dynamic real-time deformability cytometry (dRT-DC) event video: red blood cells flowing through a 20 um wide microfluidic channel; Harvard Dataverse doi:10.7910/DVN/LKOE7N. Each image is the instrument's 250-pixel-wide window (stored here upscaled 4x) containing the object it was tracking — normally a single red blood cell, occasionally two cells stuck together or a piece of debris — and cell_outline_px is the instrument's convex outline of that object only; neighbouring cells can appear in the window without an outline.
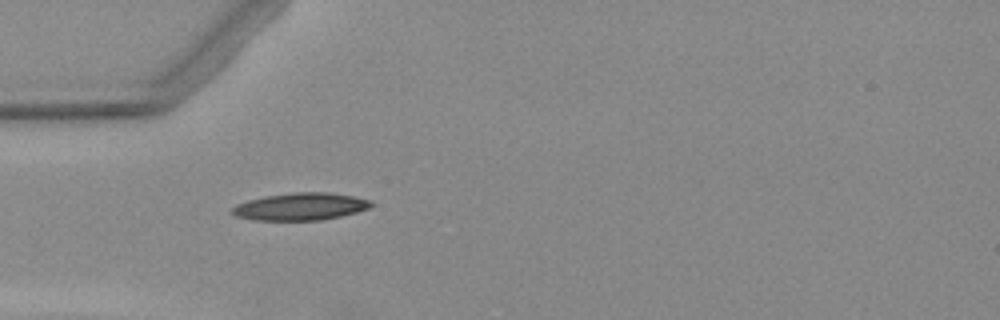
{"species": "Egyptian fruit bat (a non-hibernating species)", "species_latin": "Rousettus aegyptiacus", "temperature_condition": "warm", "stored_images_in_passage": 8, "camera_frame_rate_fps": 3000, "um_per_image_px": 0.085, "animal": {"sex": "female"}, "frame": {"image": 1, "passage_image": 5, "time_ms": 5.0, "image_size_px": [1000, 320], "cell_outline_px": [[372, 204], [368, 208], [356, 212], [340, 216], [320, 220], [252, 220], [236, 216], [228, 212], [236, 204], [248, 200], [264, 196], [292, 192], [328, 192], [352, 196], [372, 200]], "centroid_in_image_um": [25.49, 17.55], "position_along_channel_um": 59.5, "area_um2": 22.2}}
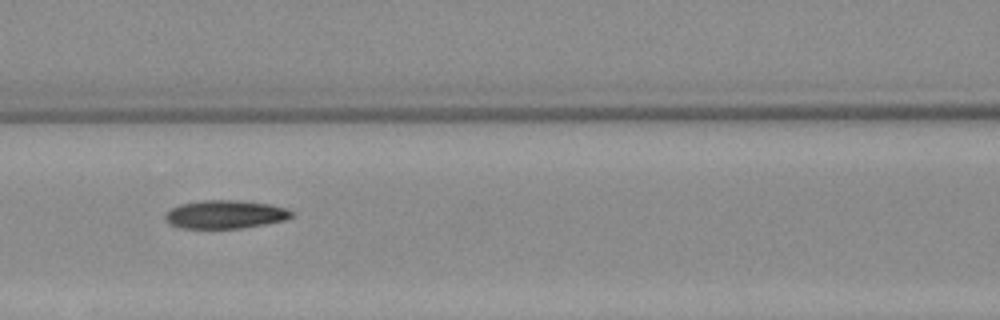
{"frame": {"image": 2, "passage_image": 7, "time_ms": 7.333, "image_size_px": [1000, 320], "cell_outline_px": [[292, 216], [284, 220], [264, 224], [240, 228], [180, 228], [168, 224], [164, 220], [164, 216], [172, 208], [180, 204], [204, 200], [240, 200], [272, 204], [284, 208], [292, 212]], "centroid_in_image_um": [19.1, 18.22], "position_along_channel_um": 147.5, "area_um2": 20.81}}
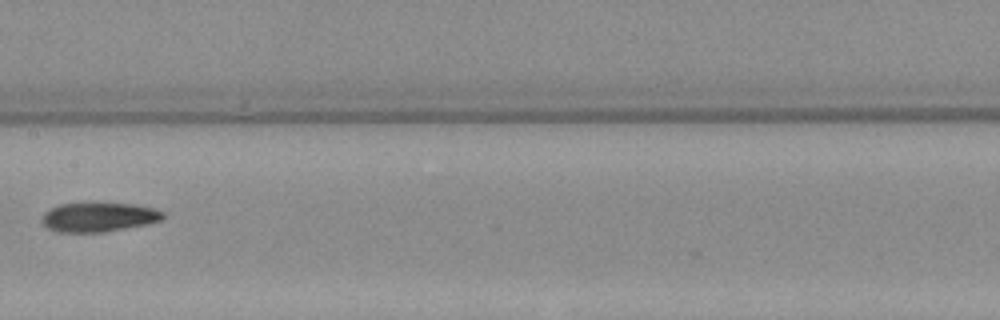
{"frame": {"image": 3, "passage_image": 8, "time_ms": 8.667, "image_size_px": [1000, 320], "cell_outline_px": [[164, 216], [160, 220], [144, 224], [124, 228], [100, 232], [60, 232], [48, 228], [40, 220], [44, 212], [60, 204], [88, 200], [96, 200], [132, 204], [156, 208], [164, 212]], "centroid_in_image_um": [8.35, 18.39], "position_along_channel_um": 199.0, "area_um2": 21.33}}